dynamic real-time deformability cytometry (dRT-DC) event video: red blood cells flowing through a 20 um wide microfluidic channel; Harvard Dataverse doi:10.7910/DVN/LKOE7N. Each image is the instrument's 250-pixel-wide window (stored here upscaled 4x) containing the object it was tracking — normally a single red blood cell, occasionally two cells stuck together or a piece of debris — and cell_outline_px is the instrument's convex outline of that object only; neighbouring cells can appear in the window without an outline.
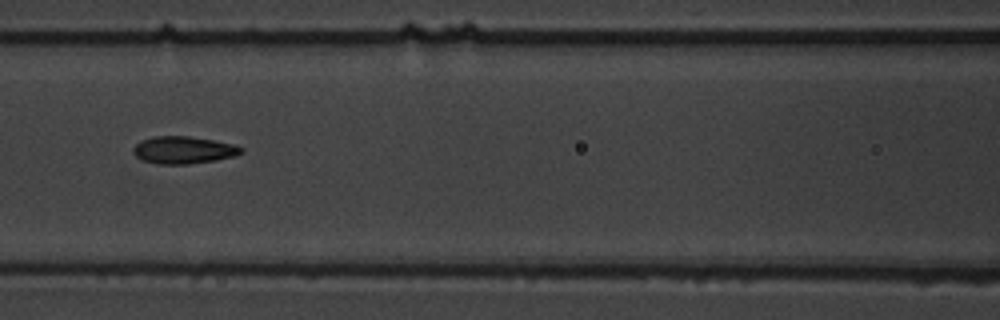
{"species": "common noctule bat (a hibernating species)", "species_latin": "Nyctalus noctula", "temperature_condition": "warm", "stored_images_in_passage": 11, "camera_frame_rate_fps": 3000, "um_per_image_px": 0.085, "animal": {"sex": "male", "body_mass_g": 19.5, "forearm_length_mm": 54.6}, "frame": {"image": 1, "passage_image": 7, "time_ms": 8.0, "image_size_px": [1000, 320], "cell_outline_px": [[244, 152], [232, 156], [216, 160], [188, 164], [160, 164], [140, 160], [132, 152], [132, 148], [140, 140], [152, 136], [188, 136], [236, 144], [244, 148]], "centroid_in_image_um": [15.57, 12.75], "position_along_channel_um": 151.0, "area_um2": 17.34}}
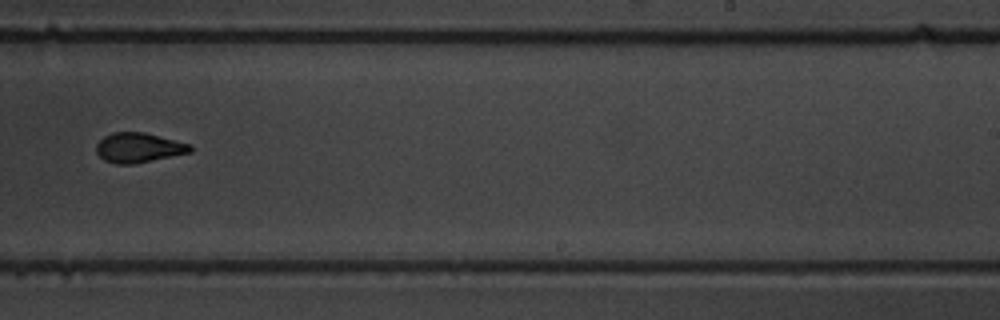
{"frame": {"image": 2, "passage_image": 10, "time_ms": 11.667, "image_size_px": [1000, 320], "cell_outline_px": [[192, 152], [136, 164], [116, 164], [104, 160], [96, 152], [96, 144], [104, 136], [112, 132], [144, 132], [192, 144]], "centroid_in_image_um": [11.8, 12.55], "position_along_channel_um": 277.2, "area_um2": 16.47}}
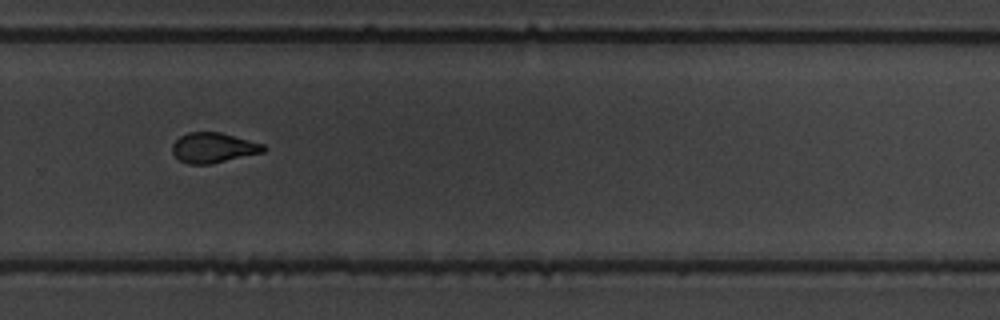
{"frame": {"image": 3, "passage_image": 11, "time_ms": 12.667, "image_size_px": [1000, 320], "cell_outline_px": [[268, 148], [264, 152], [212, 164], [188, 164], [180, 160], [172, 152], [172, 144], [180, 136], [188, 132], [220, 132], [264, 144]], "centroid_in_image_um": [18.15, 12.56], "position_along_channel_um": 311.6, "area_um2": 16.07}}